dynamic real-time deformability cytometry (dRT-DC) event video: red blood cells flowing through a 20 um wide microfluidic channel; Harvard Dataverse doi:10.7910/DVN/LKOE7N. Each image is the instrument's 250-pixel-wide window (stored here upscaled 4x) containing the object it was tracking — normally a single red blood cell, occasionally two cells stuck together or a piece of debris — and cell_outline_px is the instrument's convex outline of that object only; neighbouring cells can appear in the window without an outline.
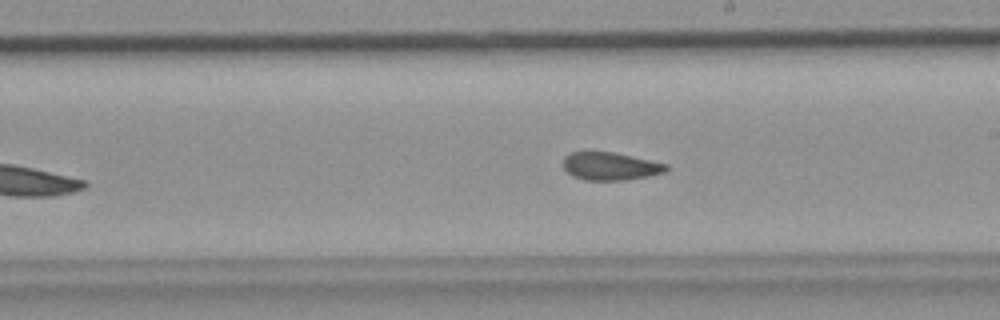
{"species": "common noctule bat (a hibernating species)", "species_latin": "Nyctalus noctula", "temperature_condition": "room temperature", "stored_images_in_passage": 35, "camera_frame_rate_fps": 3000, "um_per_image_px": 0.085, "animal": {"sex": "female", "body_mass_g": 19.9}, "frame": {"image": 1, "passage_image": 25, "time_ms": 8.0, "image_size_px": [1000, 320], "cell_outline_px": [[668, 168], [664, 172], [648, 176], [620, 180], [584, 180], [572, 176], [564, 168], [564, 156], [572, 152], [612, 152], [668, 164]], "centroid_in_image_um": [51.86, 14.13], "position_along_channel_um": 237.1, "area_um2": 16.47}}